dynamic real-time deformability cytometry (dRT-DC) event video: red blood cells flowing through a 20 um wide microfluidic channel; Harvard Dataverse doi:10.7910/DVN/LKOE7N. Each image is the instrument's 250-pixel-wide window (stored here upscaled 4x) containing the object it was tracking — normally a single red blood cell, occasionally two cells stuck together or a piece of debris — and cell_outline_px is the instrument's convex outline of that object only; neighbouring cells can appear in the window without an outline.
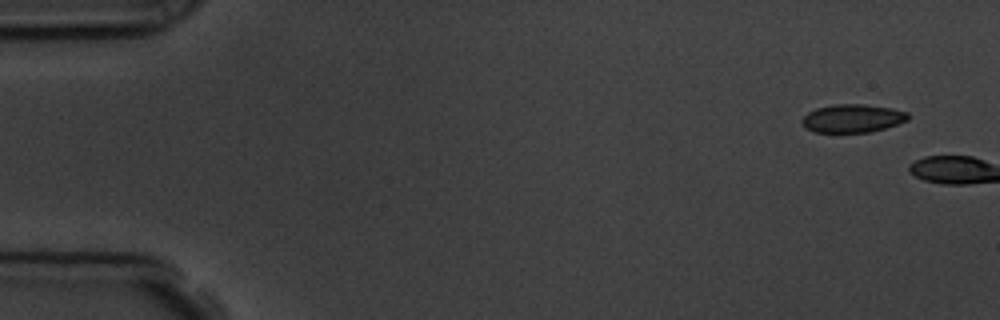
{"species": "common noctule bat (a hibernating species)", "species_latin": "Nyctalus noctula", "temperature_condition": "room temperature", "stored_images_in_passage": 2, "camera_frame_rate_fps": 3000, "um_per_image_px": 0.085, "animal": {"sex": "male", "body_mass_g": 19.5, "forearm_length_mm": 54.6}, "frame": {"image": 1, "passage_image": 1, "time_ms": 0.0, "image_size_px": [1000, 320], "cell_outline_px": [[908, 120], [884, 128], [868, 132], [816, 132], [804, 128], [800, 120], [808, 112], [816, 108], [832, 104], [864, 104], [892, 108], [908, 112]], "centroid_in_image_um": [72.43, 10.05], "position_along_channel_um": 12.6, "area_um2": 17.46}}